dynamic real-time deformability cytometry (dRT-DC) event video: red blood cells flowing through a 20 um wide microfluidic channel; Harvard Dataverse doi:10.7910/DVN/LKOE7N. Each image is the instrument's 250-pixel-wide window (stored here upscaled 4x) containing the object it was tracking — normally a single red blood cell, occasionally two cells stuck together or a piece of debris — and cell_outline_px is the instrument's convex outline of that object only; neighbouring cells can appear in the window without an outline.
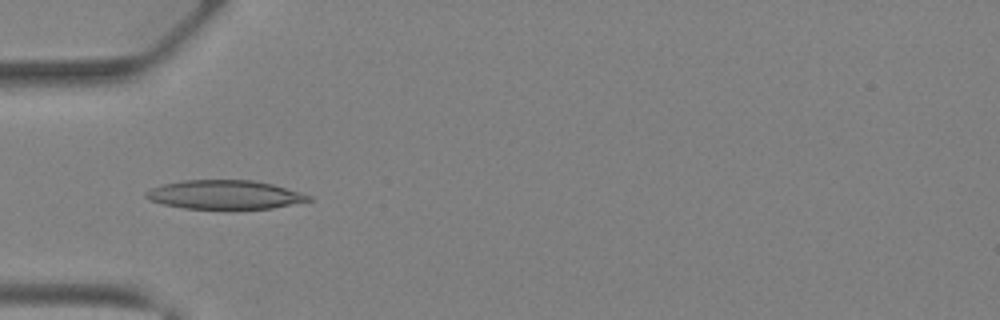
{"species": "Egyptian fruit bat (a non-hibernating species)", "species_latin": "Rousettus aegyptiacus", "temperature_condition": "warm", "stored_images_in_passage": 40, "camera_frame_rate_fps": 3000, "um_per_image_px": 0.085, "animal": {"sex": "female"}, "frame": {"image": 1, "passage_image": 13, "time_ms": 4.0, "image_size_px": [1000, 320], "cell_outline_px": [[312, 200], [272, 208], [184, 208], [164, 204], [148, 200], [144, 196], [144, 192], [152, 188], [164, 184], [184, 180], [252, 180], [272, 184], [300, 192], [312, 196]], "centroid_in_image_um": [19.08, 16.54], "position_along_channel_um": 65.9, "area_um2": 27.05}}
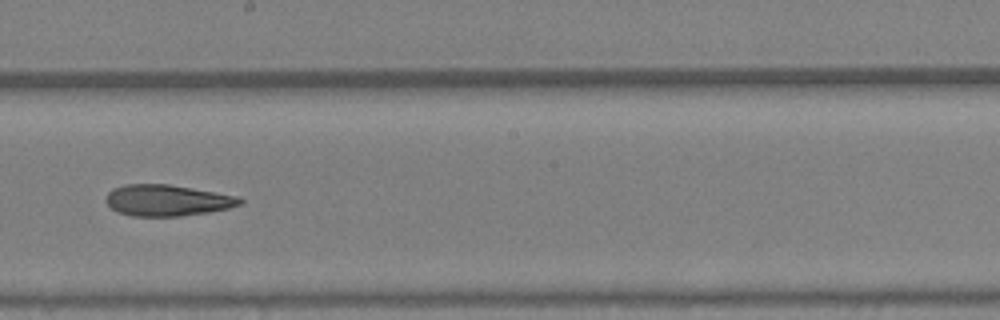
{"frame": {"image": 2, "passage_image": 23, "time_ms": 7.333, "image_size_px": [1000, 320], "cell_outline_px": [[244, 200], [240, 204], [228, 208], [208, 212], [180, 216], [132, 216], [116, 212], [108, 204], [108, 192], [112, 188], [124, 184], [168, 184], [192, 188], [236, 196]], "centroid_in_image_um": [14.19, 17.03], "position_along_channel_um": 234.0, "area_um2": 24.16}}
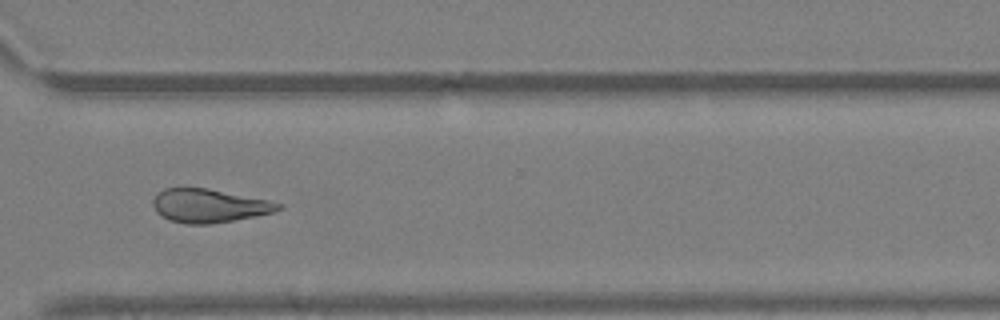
{"frame": {"image": 3, "passage_image": 30, "time_ms": 9.667, "image_size_px": [1000, 320], "cell_outline_px": [[284, 208], [272, 212], [256, 216], [212, 224], [184, 224], [168, 220], [156, 212], [152, 200], [164, 188], [208, 188], [268, 200], [284, 204]], "centroid_in_image_um": [17.79, 17.5], "position_along_channel_um": 352.8, "area_um2": 24.51}}